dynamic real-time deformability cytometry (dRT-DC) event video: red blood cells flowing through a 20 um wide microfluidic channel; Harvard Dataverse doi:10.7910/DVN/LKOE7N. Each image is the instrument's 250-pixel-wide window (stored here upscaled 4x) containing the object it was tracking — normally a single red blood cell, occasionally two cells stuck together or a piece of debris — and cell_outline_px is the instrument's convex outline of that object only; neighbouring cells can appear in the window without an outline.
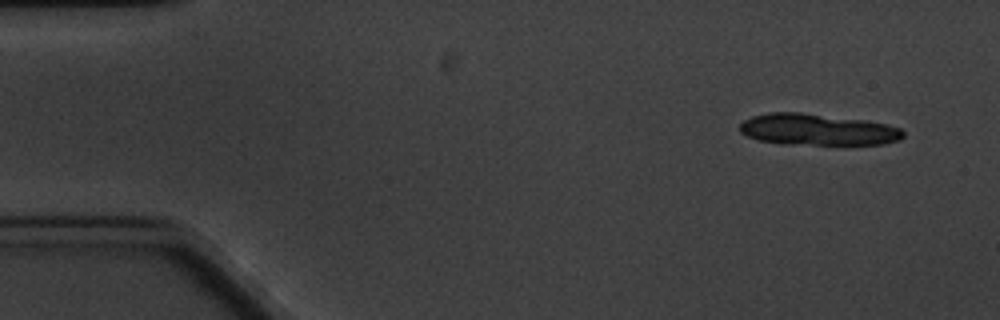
{"species": "common noctule bat (a hibernating species)", "species_latin": "Nyctalus noctula", "temperature_condition": "cold", "stored_images_in_passage": 4, "camera_frame_rate_fps": 3000, "um_per_image_px": 0.085, "animal": {"sex": "male", "body_mass_g": 20.1, "forearm_length_mm": 53.5}, "frame": {"image": 1, "passage_image": 1, "time_ms": 0.0, "image_size_px": [1000, 320], "cell_outline_px": [[904, 136], [900, 140], [884, 144], [844, 148], [784, 144], [760, 140], [748, 136], [740, 132], [740, 124], [744, 120], [752, 116], [768, 112], [800, 112], [864, 120], [884, 124], [900, 128], [904, 132]], "centroid_in_image_um": [69.56, 11.07], "position_along_channel_um": 15.4, "area_um2": 31.21}}